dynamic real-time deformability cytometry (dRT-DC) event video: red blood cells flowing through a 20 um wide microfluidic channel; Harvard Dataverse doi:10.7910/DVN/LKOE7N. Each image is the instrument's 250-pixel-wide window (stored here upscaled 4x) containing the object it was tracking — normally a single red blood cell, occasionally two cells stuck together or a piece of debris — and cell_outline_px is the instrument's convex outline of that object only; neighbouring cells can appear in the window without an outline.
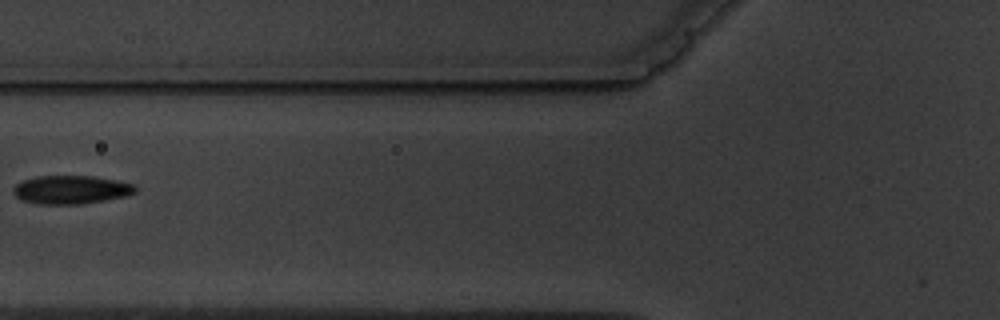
{"species": "common noctule bat (a hibernating species)", "species_latin": "Nyctalus noctula", "temperature_condition": "warm", "stored_images_in_passage": 5, "camera_frame_rate_fps": 3000, "um_per_image_px": 0.085, "animal": {"sex": "male", "body_mass_g": 19.5, "forearm_length_mm": 54.6}, "frame": {"image": 1, "passage_image": 5, "time_ms": 5.333, "image_size_px": [1000, 320], "cell_outline_px": [[136, 192], [124, 196], [104, 200], [80, 204], [36, 204], [20, 200], [12, 192], [12, 188], [20, 180], [36, 176], [92, 176], [116, 180], [136, 184]], "centroid_in_image_um": [5.98, 16.12], "position_along_channel_um": 119.8, "area_um2": 20.4}}